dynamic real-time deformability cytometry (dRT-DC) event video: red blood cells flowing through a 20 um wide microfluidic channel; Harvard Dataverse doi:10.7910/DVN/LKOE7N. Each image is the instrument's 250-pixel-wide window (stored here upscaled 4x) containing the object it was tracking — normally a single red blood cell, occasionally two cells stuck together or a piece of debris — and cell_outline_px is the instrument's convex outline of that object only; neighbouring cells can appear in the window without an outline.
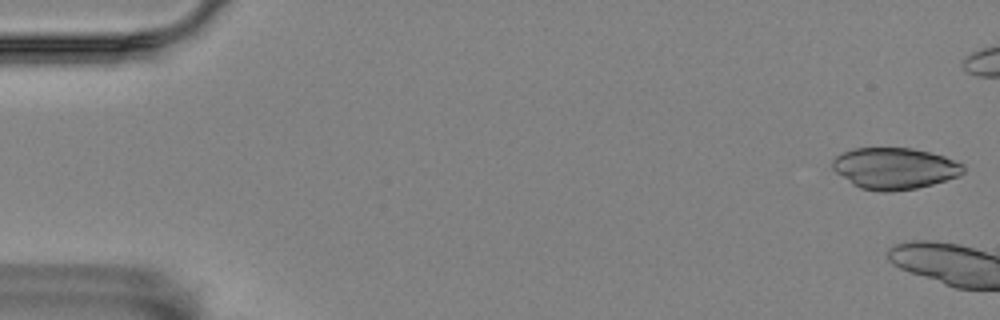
{"species": "Egyptian fruit bat (a non-hibernating species)", "species_latin": "Rousettus aegyptiacus", "temperature_condition": "room temperature", "stored_images_in_passage": 4, "camera_frame_rate_fps": 3000, "um_per_image_px": 0.085, "animal": {"sex": "female"}, "frame": {"image": 1, "passage_image": 1, "time_ms": 0.0, "image_size_px": [1000, 320], "cell_outline_px": [[964, 172], [960, 176], [932, 184], [916, 188], [892, 192], [880, 192], [860, 188], [852, 184], [836, 172], [832, 168], [832, 160], [836, 156], [852, 148], [912, 148], [944, 156], [964, 164]], "centroid_in_image_um": [76.04, 14.32], "position_along_channel_um": 9.0, "area_um2": 31.67}}